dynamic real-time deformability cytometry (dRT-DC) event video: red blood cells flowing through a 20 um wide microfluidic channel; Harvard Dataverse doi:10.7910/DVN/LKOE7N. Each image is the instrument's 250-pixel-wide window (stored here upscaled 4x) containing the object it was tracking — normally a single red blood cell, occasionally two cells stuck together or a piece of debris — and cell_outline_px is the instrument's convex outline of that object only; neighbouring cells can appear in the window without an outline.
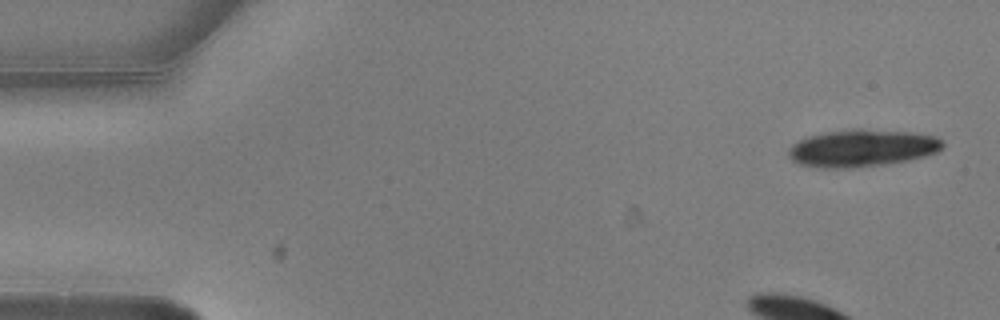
{"species": "common noctule bat (a hibernating species)", "species_latin": "Nyctalus noctula", "temperature_condition": "warm", "stored_images_in_passage": 5, "camera_frame_rate_fps": 3000, "um_per_image_px": 0.085, "animal": {"sex": "male", "body_mass_g": 20.5, "forearm_length_mm": 52.5}, "frame": {"image": 1, "passage_image": 1, "time_ms": 0.0, "image_size_px": [1000, 320], "cell_outline_px": [[944, 148], [936, 152], [924, 156], [908, 160], [884, 164], [856, 168], [820, 168], [800, 164], [792, 160], [788, 156], [788, 152], [792, 144], [808, 136], [824, 132], [852, 128], [860, 128], [912, 132], [936, 136], [944, 144]], "centroid_in_image_um": [73.27, 12.58], "position_along_channel_um": 11.7, "area_um2": 33.76}}
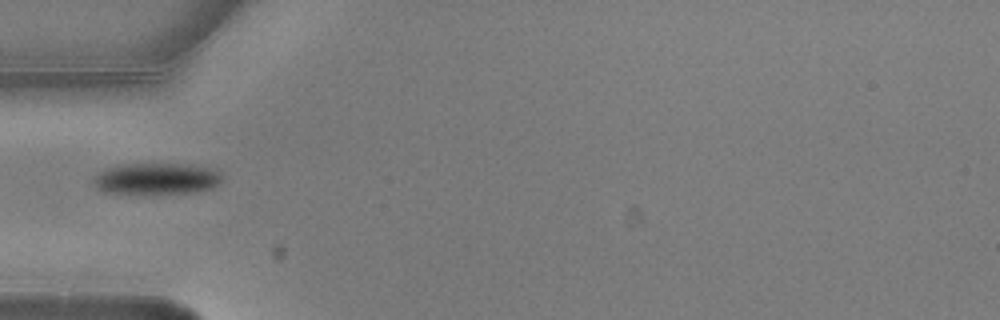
{"frame": {"image": 2, "passage_image": 5, "time_ms": 1.333, "image_size_px": [1000, 320], "cell_outline_px": [[220, 180], [212, 188], [196, 192], [104, 192], [96, 184], [96, 176], [104, 168], [116, 164], [184, 164], [216, 168], [220, 176]], "centroid_in_image_um": [13.34, 15.15], "position_along_channel_um": 71.7, "area_um2": 22.83}}